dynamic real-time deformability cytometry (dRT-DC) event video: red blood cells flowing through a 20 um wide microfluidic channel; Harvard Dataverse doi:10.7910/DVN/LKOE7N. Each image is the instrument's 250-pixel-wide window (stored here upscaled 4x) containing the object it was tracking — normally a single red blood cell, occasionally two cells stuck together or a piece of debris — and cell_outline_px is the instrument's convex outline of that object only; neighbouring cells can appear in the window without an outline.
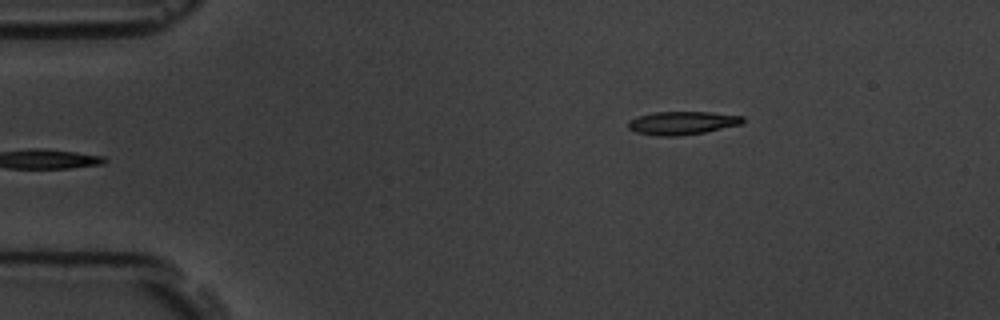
{"species": "common noctule bat (a hibernating species)", "species_latin": "Nyctalus noctula", "temperature_condition": "room temperature", "stored_images_in_passage": 5, "camera_frame_rate_fps": 3000, "um_per_image_px": 0.085, "animal": {"sex": "male", "body_mass_g": 19.5, "forearm_length_mm": 54.6}, "frame": {"image": 1, "passage_image": 5, "time_ms": 4.667, "image_size_px": [1000, 320], "cell_outline_px": [[744, 120], [740, 124], [704, 132], [680, 136], [656, 136], [636, 132], [628, 128], [628, 120], [640, 116], [656, 112], [712, 112], [744, 116]], "centroid_in_image_um": [57.97, 10.45], "position_along_channel_um": 27.0, "area_um2": 15.43}}